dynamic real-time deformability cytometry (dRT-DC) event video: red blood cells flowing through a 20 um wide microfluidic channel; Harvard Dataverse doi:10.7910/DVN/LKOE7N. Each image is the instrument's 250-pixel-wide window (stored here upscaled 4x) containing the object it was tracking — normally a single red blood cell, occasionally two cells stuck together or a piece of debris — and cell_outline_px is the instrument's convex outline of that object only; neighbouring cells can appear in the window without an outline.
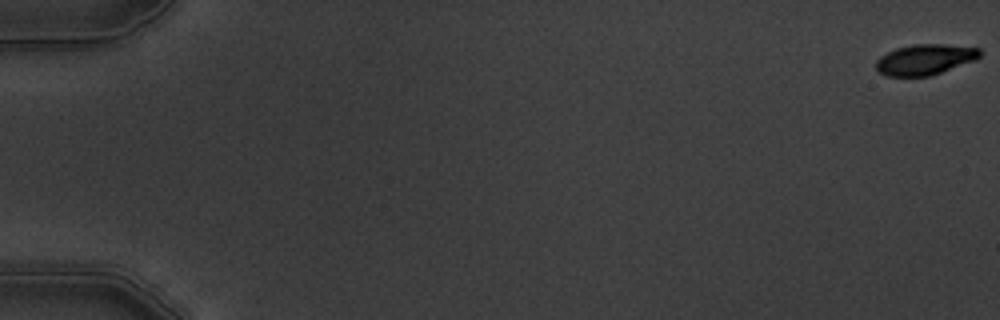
{"species": "common noctule bat (a hibernating species)", "species_latin": "Nyctalus noctula", "temperature_condition": "warm", "stored_images_in_passage": 6, "camera_frame_rate_fps": 3000, "um_per_image_px": 0.085, "animal": {"sex": "male", "body_mass_g": 19.5, "forearm_length_mm": 54.6}, "frame": {"image": 1, "passage_image": 1, "time_ms": 0.0, "image_size_px": [1000, 320], "cell_outline_px": [[980, 56], [976, 60], [928, 76], [884, 76], [876, 68], [876, 60], [880, 56], [896, 48], [916, 44], [944, 44], [980, 48]], "centroid_in_image_um": [78.61, 5.05], "position_along_channel_um": 6.4, "area_um2": 18.38}}
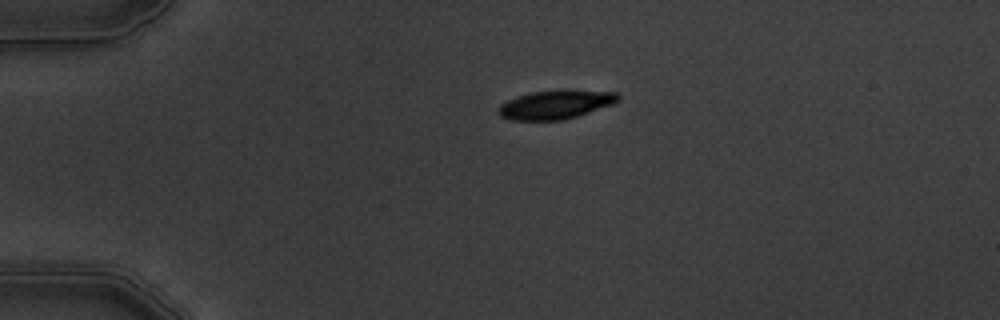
{"frame": {"image": 2, "passage_image": 5, "time_ms": 4.333, "image_size_px": [1000, 320], "cell_outline_px": [[620, 100], [612, 104], [564, 120], [512, 120], [500, 116], [496, 112], [496, 108], [500, 104], [516, 96], [532, 92], [616, 92], [620, 96]], "centroid_in_image_um": [47.12, 8.93], "position_along_channel_um": 37.9, "area_um2": 19.31}}